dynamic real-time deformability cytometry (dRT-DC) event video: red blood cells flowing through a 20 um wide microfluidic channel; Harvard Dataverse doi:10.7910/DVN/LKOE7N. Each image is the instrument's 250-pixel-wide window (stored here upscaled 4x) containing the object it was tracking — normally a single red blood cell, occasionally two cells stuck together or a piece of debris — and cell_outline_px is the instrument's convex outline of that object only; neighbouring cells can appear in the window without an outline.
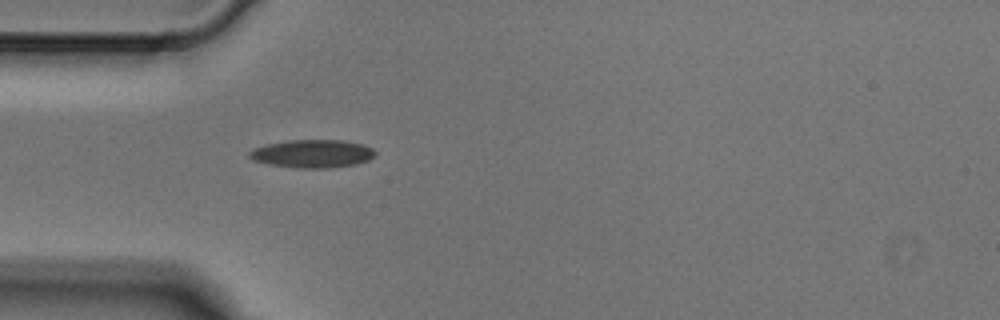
{"species": "Egyptian fruit bat (a non-hibernating species)", "species_latin": "Rousettus aegyptiacus", "temperature_condition": "cold", "stored_images_in_passage": 4, "camera_frame_rate_fps": 3000, "um_per_image_px": 0.085, "animal": {"sex": "male"}, "frame": {"image": 1, "passage_image": 4, "time_ms": 1.0, "image_size_px": [1000, 320], "cell_outline_px": [[376, 152], [368, 160], [356, 164], [328, 168], [296, 168], [268, 164], [252, 160], [248, 156], [248, 152], [252, 148], [268, 144], [288, 140], [340, 140], [364, 144], [372, 148]], "centroid_in_image_um": [26.52, 13.06], "position_along_channel_um": 58.5, "area_um2": 20.63}}